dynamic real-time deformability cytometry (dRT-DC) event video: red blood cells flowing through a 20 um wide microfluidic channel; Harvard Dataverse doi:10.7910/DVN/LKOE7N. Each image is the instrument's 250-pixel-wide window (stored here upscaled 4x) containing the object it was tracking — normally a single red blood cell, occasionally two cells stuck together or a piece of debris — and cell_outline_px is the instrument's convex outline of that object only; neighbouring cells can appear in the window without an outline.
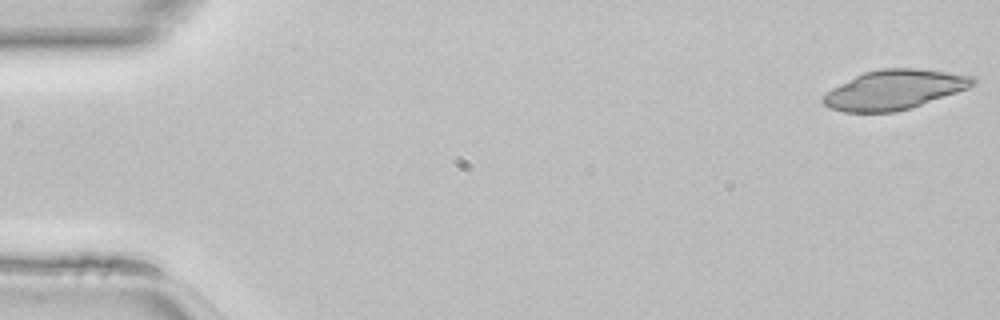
{"species": "common noctule bat (a hibernating species)", "species_latin": "Nyctalus noctula", "temperature_condition": "room temperature", "stored_images_in_passage": 45, "camera_frame_rate_fps": 3000, "um_per_image_px": 0.085, "animal": {"sex": "female", "body_mass_g": 22.7, "forearm_length_mm": 54.2}, "frame": {"image": 1, "passage_image": 1, "time_ms": 0.0, "image_size_px": [1000, 320], "cell_outline_px": [[976, 84], [968, 88], [896, 112], [844, 112], [828, 108], [820, 100], [820, 96], [824, 92], [864, 72], [880, 68], [916, 68], [948, 72], [972, 76], [976, 80]], "centroid_in_image_um": [75.95, 7.62], "position_along_channel_um": 9.1, "area_um2": 34.33}}
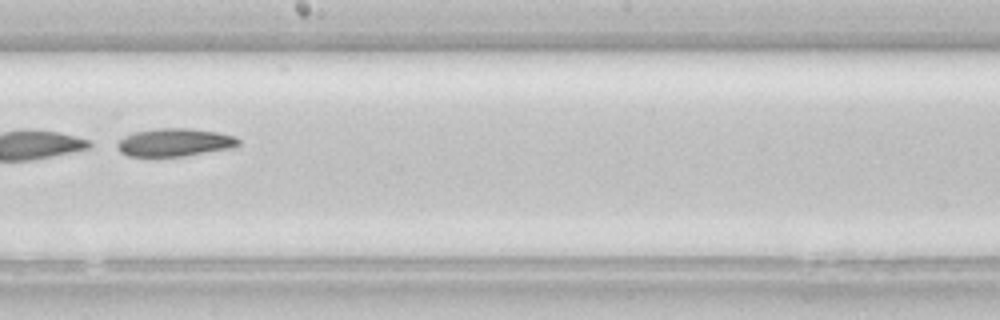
{"frame": {"image": 2, "passage_image": 26, "time_ms": 8.333, "image_size_px": [1000, 320], "cell_outline_px": [[240, 144], [232, 148], [184, 156], [128, 156], [120, 152], [116, 148], [116, 144], [124, 136], [132, 132], [156, 128], [188, 128], [216, 132], [236, 136], [240, 140]], "centroid_in_image_um": [14.83, 12.1], "position_along_channel_um": 233.4, "area_um2": 19.88}}